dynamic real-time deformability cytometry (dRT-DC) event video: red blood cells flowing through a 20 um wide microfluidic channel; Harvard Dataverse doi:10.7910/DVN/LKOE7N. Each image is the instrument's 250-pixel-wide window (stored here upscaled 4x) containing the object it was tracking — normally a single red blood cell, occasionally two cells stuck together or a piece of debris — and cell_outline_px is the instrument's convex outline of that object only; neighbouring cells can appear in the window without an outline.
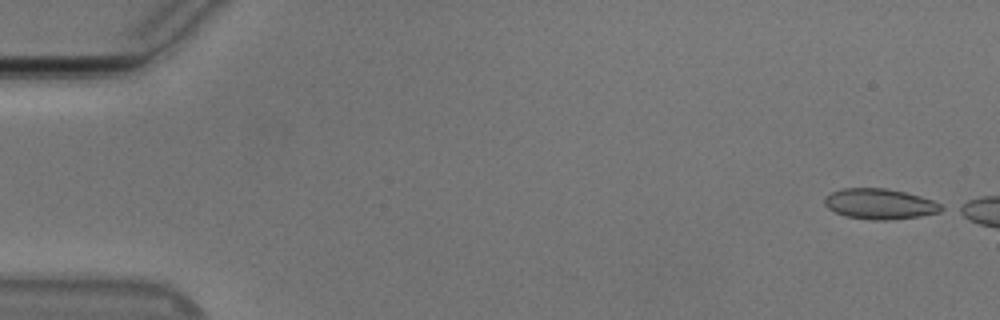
{"species": "Egyptian fruit bat (a non-hibernating species)", "species_latin": "Rousettus aegyptiacus", "temperature_condition": "cold", "stored_images_in_passage": 5, "camera_frame_rate_fps": 3000, "um_per_image_px": 0.085, "animal": {"sex": "male"}, "frame": {"image": 1, "passage_image": 1, "time_ms": 0.0, "image_size_px": [1000, 320], "cell_outline_px": [[948, 208], [940, 212], [920, 216], [888, 220], [872, 220], [844, 216], [828, 208], [824, 204], [824, 196], [832, 192], [844, 188], [888, 188], [920, 196], [932, 200]], "centroid_in_image_um": [74.79, 17.33], "position_along_channel_um": 10.2, "area_um2": 20.87}}